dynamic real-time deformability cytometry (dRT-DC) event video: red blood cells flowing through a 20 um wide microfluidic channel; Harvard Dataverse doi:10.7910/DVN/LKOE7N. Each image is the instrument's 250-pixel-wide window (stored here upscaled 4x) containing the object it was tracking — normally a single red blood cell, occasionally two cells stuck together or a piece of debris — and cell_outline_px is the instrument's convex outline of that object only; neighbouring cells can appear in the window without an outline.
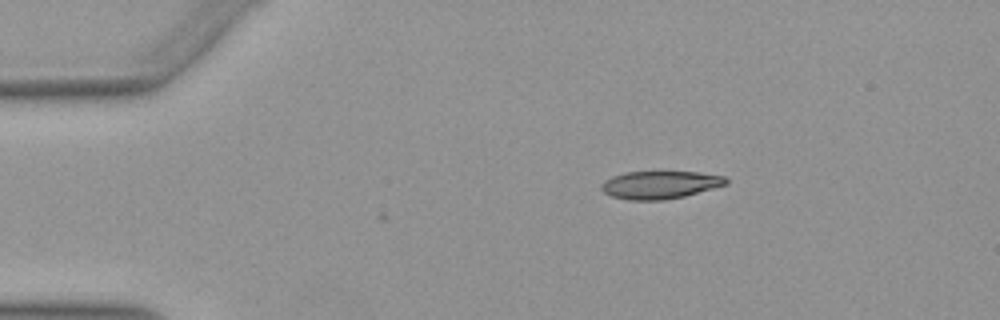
{"species": "Egyptian fruit bat (a non-hibernating species)", "species_latin": "Rousettus aegyptiacus", "temperature_condition": "warm", "stored_images_in_passage": 2, "camera_frame_rate_fps": 3000, "um_per_image_px": 0.085, "animal": {"sex": "female"}, "frame": {"image": 1, "passage_image": 2, "time_ms": 0.333, "image_size_px": [1000, 320], "cell_outline_px": [[728, 184], [684, 196], [664, 200], [628, 200], [612, 196], [604, 192], [600, 188], [600, 184], [604, 180], [612, 176], [624, 172], [696, 172], [724, 176], [728, 180]], "centroid_in_image_um": [56.07, 15.71], "position_along_channel_um": 28.9, "area_um2": 20.17}}